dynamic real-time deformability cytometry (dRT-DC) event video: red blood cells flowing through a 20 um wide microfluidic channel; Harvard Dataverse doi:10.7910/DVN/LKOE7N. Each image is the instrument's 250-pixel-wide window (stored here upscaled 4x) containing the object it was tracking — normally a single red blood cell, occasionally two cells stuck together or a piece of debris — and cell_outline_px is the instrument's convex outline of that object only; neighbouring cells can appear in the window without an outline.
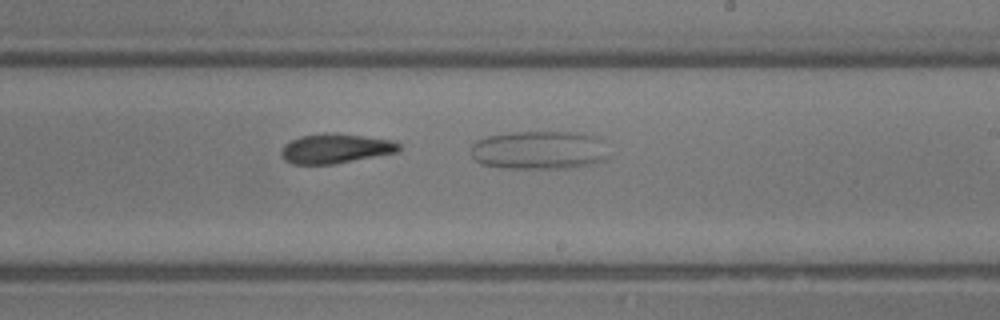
{"species": "common noctule bat (a hibernating species)", "species_latin": "Nyctalus noctula", "temperature_condition": "room temperature", "stored_images_in_passage": 13, "camera_frame_rate_fps": 3000, "um_per_image_px": 0.085, "animal": {"sex": "male", "body_mass_g": 13.3}, "frame": {"image": 1, "passage_image": 11, "time_ms": 3.333, "image_size_px": [1000, 320], "cell_outline_px": [[608, 156], [604, 160], [596, 164], [568, 168], [504, 168], [480, 164], [472, 156], [472, 144], [476, 140], [488, 136], [512, 132], [580, 132], [596, 136], [600, 140]], "centroid_in_image_um": [45.82, 12.76], "position_along_channel_um": 243.2, "area_um2": 31.04}}